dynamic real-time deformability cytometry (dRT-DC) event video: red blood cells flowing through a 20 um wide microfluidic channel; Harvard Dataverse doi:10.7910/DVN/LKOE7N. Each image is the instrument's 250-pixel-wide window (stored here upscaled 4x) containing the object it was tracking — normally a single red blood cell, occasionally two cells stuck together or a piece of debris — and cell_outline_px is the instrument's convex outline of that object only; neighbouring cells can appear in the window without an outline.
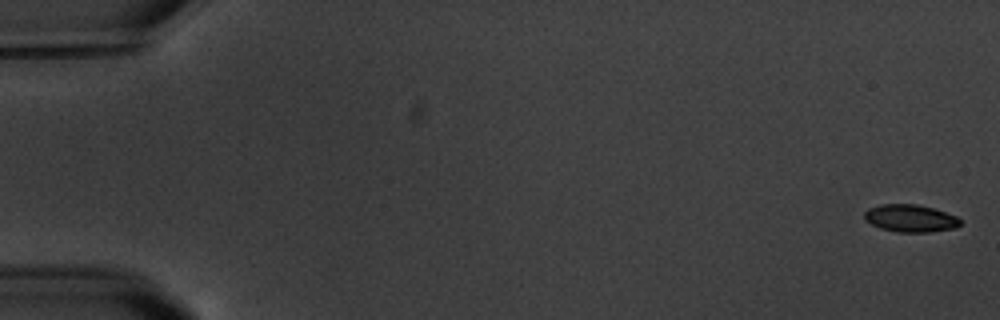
{"species": "common noctule bat (a hibernating species)", "species_latin": "Nyctalus noctula", "temperature_condition": "warm", "stored_images_in_passage": 6, "segment_of_instrument_passage": [1, 2], "camera_frame_rate_fps": 3000, "um_per_image_px": 0.085, "animal": {"sex": "male", "body_mass_g": 20.1, "forearm_length_mm": 53.5}, "frame": {"image": 1, "passage_image": 1, "time_ms": 0.0, "image_size_px": [1000, 320], "cell_outline_px": [[960, 224], [956, 228], [928, 232], [896, 232], [880, 228], [864, 220], [864, 212], [868, 208], [880, 204], [916, 204], [932, 208], [956, 216], [960, 220]], "centroid_in_image_um": [77.34, 18.55], "position_along_channel_um": 7.7, "area_um2": 15.32}}
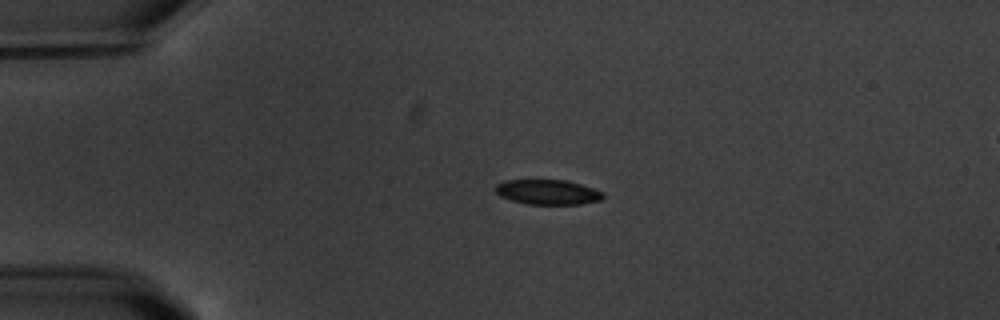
{"frame": {"image": 2, "passage_image": 4, "time_ms": 4.333, "image_size_px": [1000, 320], "cell_outline_px": [[604, 200], [580, 204], [528, 204], [512, 200], [500, 196], [496, 192], [496, 184], [504, 180], [568, 180], [604, 192]], "centroid_in_image_um": [46.59, 16.33], "position_along_channel_um": 38.4, "area_um2": 15.66}}